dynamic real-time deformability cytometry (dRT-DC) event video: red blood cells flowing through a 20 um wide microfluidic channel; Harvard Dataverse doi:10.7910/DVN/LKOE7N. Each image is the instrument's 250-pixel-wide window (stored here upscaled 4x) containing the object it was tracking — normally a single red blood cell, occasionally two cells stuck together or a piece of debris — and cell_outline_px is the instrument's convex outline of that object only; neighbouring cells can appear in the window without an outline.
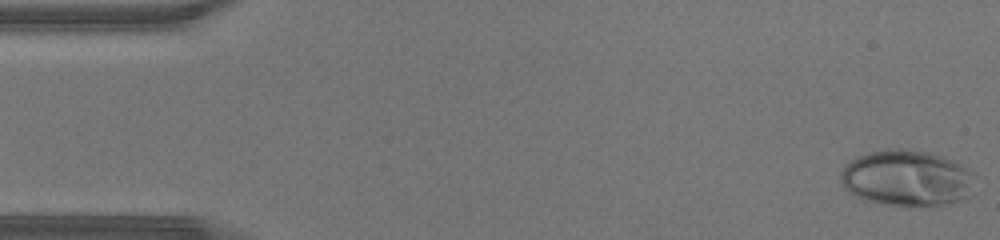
{"species": "human", "species_latin": "Homo sapiens", "temperature_condition": "warm", "stored_images_in_passage": 44, "camera_frame_rate_fps": 3000, "um_per_image_px": 0.085, "donor": {"sex": "male"}, "frame": {"image": 1, "passage_image": 1, "time_ms": 0.0, "image_size_px": [1000, 240], "cell_outline_px": [[968, 196], [960, 200], [944, 204], [880, 204], [864, 200], [852, 196], [844, 188], [840, 180], [840, 172], [852, 160], [868, 152], [888, 148], [900, 148], [924, 152], [940, 156], [952, 160], [964, 168]], "centroid_in_image_um": [76.88, 15.13], "position_along_channel_um": 8.1, "area_um2": 42.14}}
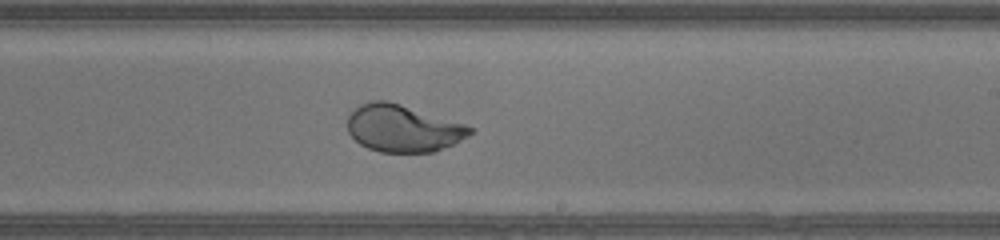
{"frame": {"image": 2, "passage_image": 26, "time_ms": 8.333, "image_size_px": [1000, 240], "cell_outline_px": [[476, 128], [468, 136], [436, 152], [380, 152], [368, 148], [360, 144], [348, 132], [348, 116], [360, 104], [368, 100], [388, 100], [464, 124]], "centroid_in_image_um": [34.24, 10.91], "position_along_channel_um": 254.8, "area_um2": 33.52}}
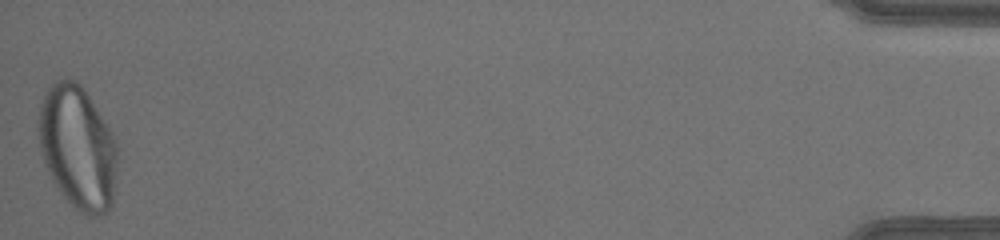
{"frame": {"image": 3, "passage_image": 44, "time_ms": 14.333, "image_size_px": [1000, 240], "cell_outline_px": [[116, 192], [112, 208], [108, 212], [96, 216], [88, 216], [80, 212], [60, 192], [52, 180], [44, 164], [40, 148], [40, 104], [48, 88], [56, 80], [68, 76], [76, 80], [84, 88], [112, 132], [116, 144]], "centroid_in_image_um": [6.64, 12.55], "position_along_channel_um": 428.6, "area_um2": 56.88}}